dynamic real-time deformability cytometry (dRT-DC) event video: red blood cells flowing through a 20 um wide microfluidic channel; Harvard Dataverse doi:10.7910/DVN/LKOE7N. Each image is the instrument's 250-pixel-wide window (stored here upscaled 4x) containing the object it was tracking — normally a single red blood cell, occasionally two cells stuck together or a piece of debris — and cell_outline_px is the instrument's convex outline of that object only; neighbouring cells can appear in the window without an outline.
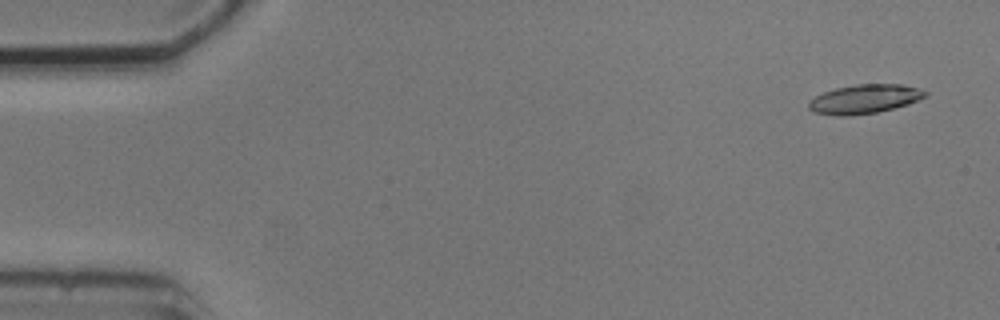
{"species": "common noctule bat (a hibernating species)", "species_latin": "Nyctalus noctula", "temperature_condition": "cold", "stored_images_in_passage": 6, "camera_frame_rate_fps": 3000, "um_per_image_px": 0.085, "animal": {"sex": "male", "body_mass_g": 20.5, "forearm_length_mm": 52.5}, "frame": {"image": 1, "passage_image": 1, "time_ms": 0.0, "image_size_px": [1000, 320], "cell_outline_px": [[928, 96], [908, 104], [876, 112], [844, 116], [840, 116], [812, 112], [808, 108], [808, 100], [824, 92], [836, 88], [856, 84], [904, 84], [928, 92]], "centroid_in_image_um": [73.47, 8.41], "position_along_channel_um": 11.5, "area_um2": 19.65}}
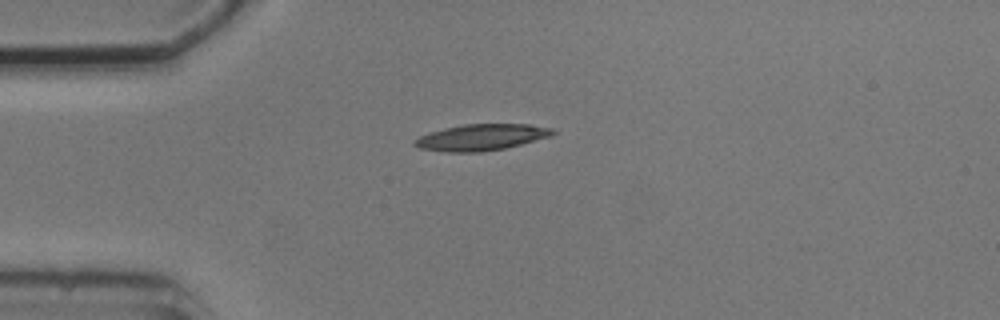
{"frame": {"image": 2, "passage_image": 4, "time_ms": 3.667, "image_size_px": [1000, 320], "cell_outline_px": [[556, 132], [552, 136], [504, 148], [480, 152], [448, 152], [420, 148], [412, 144], [412, 140], [420, 136], [444, 128], [464, 124], [528, 124], [552, 128]], "centroid_in_image_um": [40.91, 11.67], "position_along_channel_um": 44.1, "area_um2": 21.04}}